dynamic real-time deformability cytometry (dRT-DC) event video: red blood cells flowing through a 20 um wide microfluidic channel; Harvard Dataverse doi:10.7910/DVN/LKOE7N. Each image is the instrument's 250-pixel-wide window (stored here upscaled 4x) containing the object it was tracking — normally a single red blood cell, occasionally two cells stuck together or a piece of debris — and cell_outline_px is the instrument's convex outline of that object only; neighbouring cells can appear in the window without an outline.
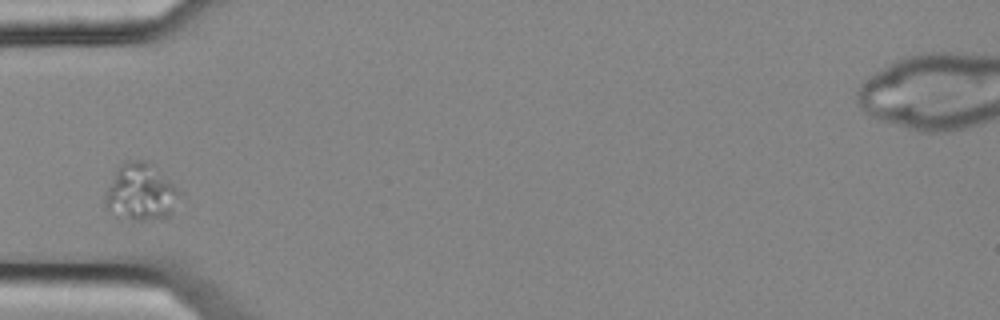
{"species": "common noctule bat (a hibernating species)", "species_latin": "Nyctalus noctula", "temperature_condition": "cold", "stored_images_in_passage": 11, "camera_frame_rate_fps": 3000, "um_per_image_px": 0.085, "animal": {"sex": "female", "body_mass_g": 25.1}, "frame": {"image": 1, "passage_image": 1, "time_ms": 0.0, "image_size_px": [1000, 320], "cell_outline_px": [[180, 192], [168, 216], [144, 220], [132, 220], [112, 216], [104, 208], [104, 196], [116, 168], [124, 160], [144, 160], [172, 184]], "centroid_in_image_um": [11.84, 16.36], "position_along_channel_um": 73.2, "area_um2": 24.28}}
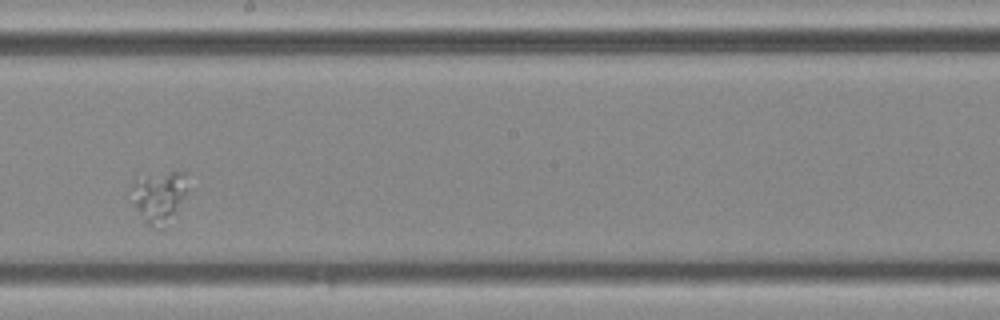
{"frame": {"image": 2, "passage_image": 5, "time_ms": 1.333, "image_size_px": [1000, 320], "cell_outline_px": [[184, 192], [180, 200], [164, 228], [156, 228], [148, 224], [144, 220], [128, 192], [132, 180], [136, 176], [168, 172], [184, 172]], "centroid_in_image_um": [13.38, 16.67], "position_along_channel_um": 234.8, "area_um2": 16.24}}
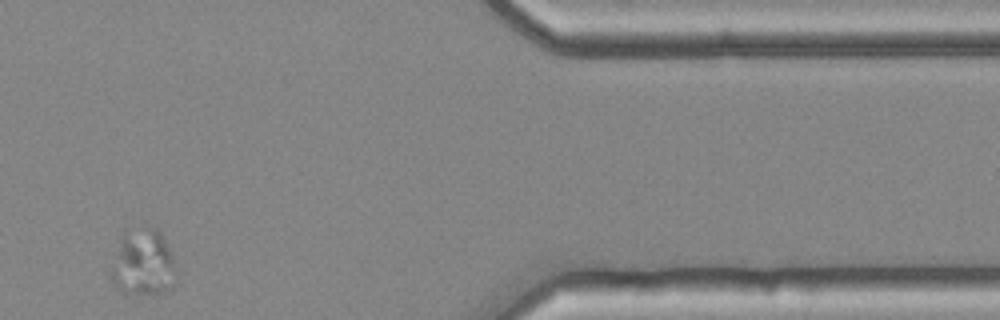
{"frame": {"image": 3, "passage_image": 10, "time_ms": 3.0, "image_size_px": [1000, 320], "cell_outline_px": [[180, 276], [172, 288], [164, 292], [132, 296], [124, 296], [116, 288], [108, 272], [120, 236], [124, 232], [152, 228], [156, 228], [164, 236], [172, 252]], "centroid_in_image_um": [12.18, 22.42], "position_along_channel_um": 399.2, "area_um2": 26.53}}